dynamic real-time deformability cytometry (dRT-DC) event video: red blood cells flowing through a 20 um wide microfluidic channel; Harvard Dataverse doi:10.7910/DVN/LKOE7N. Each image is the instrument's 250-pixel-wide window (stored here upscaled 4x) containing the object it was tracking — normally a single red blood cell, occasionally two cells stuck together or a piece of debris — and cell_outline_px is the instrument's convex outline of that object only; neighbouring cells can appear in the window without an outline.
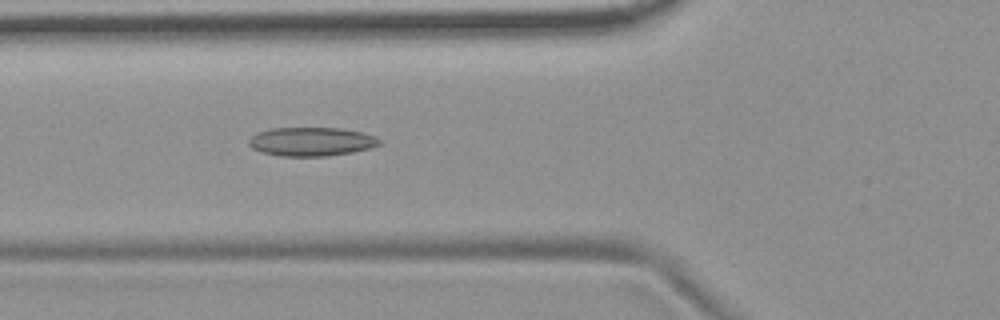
{"species": "common noctule bat (a hibernating species)", "species_latin": "Nyctalus noctula", "temperature_condition": "room temperature", "stored_images_in_passage": 54, "camera_frame_rate_fps": 3000, "um_per_image_px": 0.085, "animal": {"sex": "female", "body_mass_g": 19.9}, "frame": {"image": 1, "passage_image": 20, "time_ms": 6.333, "image_size_px": [1000, 320], "cell_outline_px": [[380, 144], [368, 148], [352, 152], [324, 156], [280, 156], [260, 152], [252, 148], [248, 144], [248, 140], [256, 132], [272, 128], [340, 128], [360, 132], [372, 136], [380, 140]], "centroid_in_image_um": [26.39, 12.04], "position_along_channel_um": 99.4, "area_um2": 21.73}}
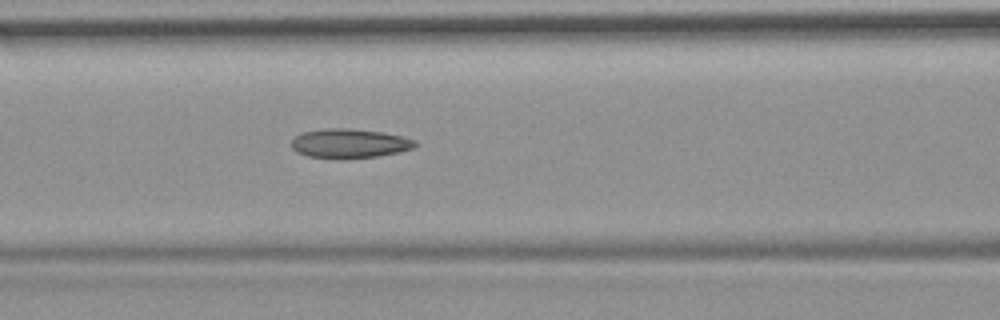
{"frame": {"image": 2, "passage_image": 23, "time_ms": 7.333, "image_size_px": [1000, 320], "cell_outline_px": [[420, 144], [416, 148], [400, 152], [376, 156], [308, 156], [296, 152], [292, 148], [292, 140], [296, 136], [304, 132], [324, 128], [348, 128], [384, 132], [404, 136], [416, 140]], "centroid_in_image_um": [29.8, 12.14], "position_along_channel_um": 136.8, "area_um2": 20.63}}
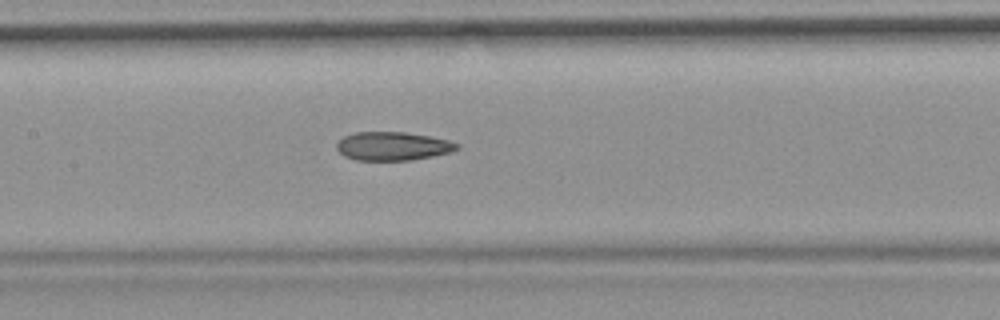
{"frame": {"image": 3, "passage_image": 26, "time_ms": 8.333, "image_size_px": [1000, 320], "cell_outline_px": [[460, 148], [448, 152], [432, 156], [412, 160], [356, 160], [344, 156], [336, 148], [336, 144], [344, 136], [356, 132], [404, 132], [428, 136], [448, 140], [460, 144]], "centroid_in_image_um": [33.37, 12.42], "position_along_channel_um": 174.0, "area_um2": 19.88}, "authors_computed_cell_mechanics": {"area_um2": 20.808, "velocity_mm_per_s": 3.7232, "shape_relaxation_time_tau1_ms": null, "shape_relaxation_time_tau2_ms": 4.9647, "deformation_change_tau1": null, "deformation_change_tau2": 0.1408}}